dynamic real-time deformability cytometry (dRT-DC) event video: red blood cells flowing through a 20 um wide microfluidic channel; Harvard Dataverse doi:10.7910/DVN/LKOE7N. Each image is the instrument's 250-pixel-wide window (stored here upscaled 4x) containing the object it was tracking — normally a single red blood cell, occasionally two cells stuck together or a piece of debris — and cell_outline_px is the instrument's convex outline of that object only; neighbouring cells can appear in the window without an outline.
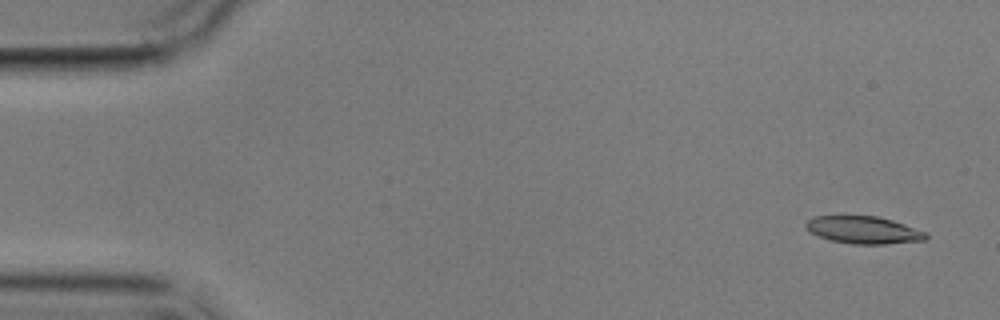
{"species": "common noctule bat (a hibernating species)", "species_latin": "Nyctalus noctula", "temperature_condition": "cold", "stored_images_in_passage": 6, "camera_frame_rate_fps": 3000, "um_per_image_px": 0.085, "animal": {"sex": "male", "body_mass_g": 17.9}, "frame": {"image": 1, "passage_image": 1, "time_ms": 0.0, "image_size_px": [1000, 320], "cell_outline_px": [[928, 236], [924, 240], [884, 244], [852, 244], [832, 240], [820, 236], [812, 232], [804, 224], [808, 220], [816, 216], [880, 216], [928, 232]], "centroid_in_image_um": [73.45, 19.54], "position_along_channel_um": 11.5, "area_um2": 18.96}}
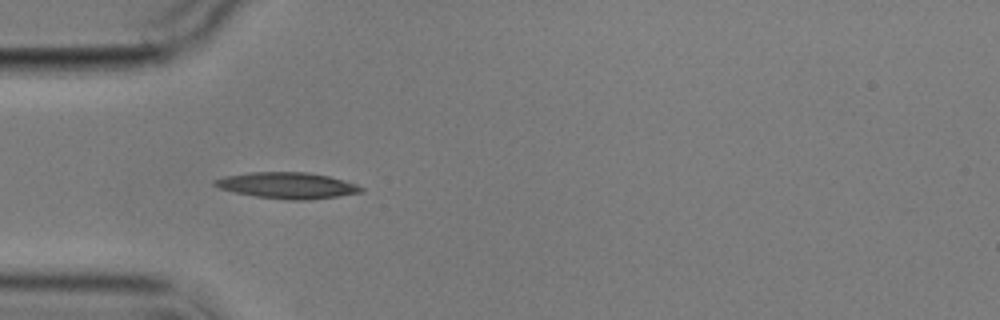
{"frame": {"image": 2, "passage_image": 5, "time_ms": 4.667, "image_size_px": [1000, 320], "cell_outline_px": [[364, 192], [340, 196], [308, 200], [292, 200], [256, 196], [236, 192], [220, 188], [212, 184], [212, 180], [224, 176], [248, 172], [308, 172], [328, 176], [356, 184], [364, 188]], "centroid_in_image_um": [24.43, 15.76], "position_along_channel_um": 60.6, "area_um2": 22.31}}
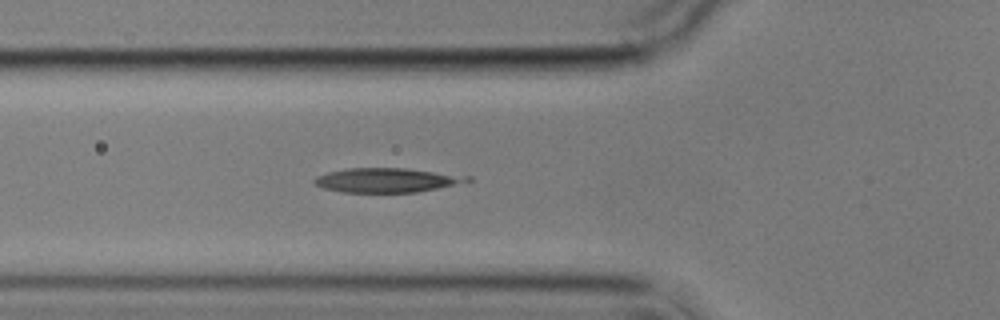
{"frame": {"image": 3, "passage_image": 6, "time_ms": 5.667, "image_size_px": [1000, 320], "cell_outline_px": [[472, 180], [436, 188], [416, 192], [344, 192], [324, 188], [312, 184], [312, 180], [316, 176], [328, 172], [348, 168], [404, 168], [472, 176]], "centroid_in_image_um": [32.82, 15.31], "position_along_channel_um": 93.0, "area_um2": 21.5}}